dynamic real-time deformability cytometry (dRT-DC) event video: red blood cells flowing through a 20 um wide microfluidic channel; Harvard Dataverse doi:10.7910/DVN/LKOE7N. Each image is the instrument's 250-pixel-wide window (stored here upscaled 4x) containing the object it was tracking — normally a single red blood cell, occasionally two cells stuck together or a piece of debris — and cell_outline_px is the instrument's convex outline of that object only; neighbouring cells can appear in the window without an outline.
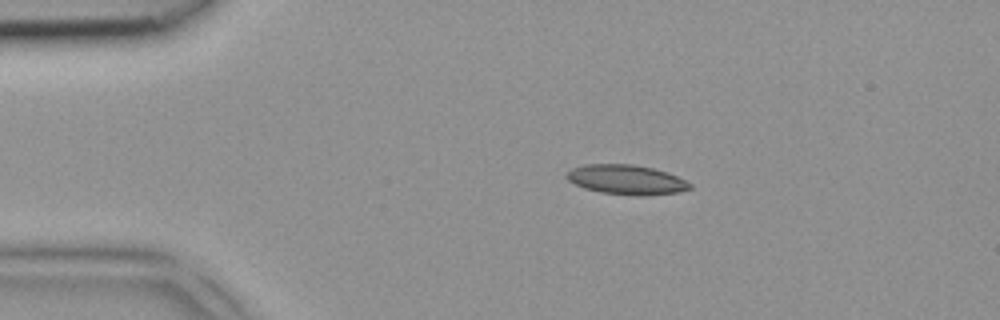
{"species": "common noctule bat (a hibernating species)", "species_latin": "Nyctalus noctula", "temperature_condition": "room temperature", "stored_images_in_passage": 2, "camera_frame_rate_fps": 3000, "um_per_image_px": 0.085, "animal": {"sex": "female", "body_mass_g": 18.4}, "frame": {"image": 1, "passage_image": 1, "time_ms": 0.0, "image_size_px": [1000, 320], "cell_outline_px": [[692, 188], [680, 192], [644, 196], [636, 196], [600, 192], [584, 188], [568, 180], [564, 176], [572, 168], [584, 164], [632, 164], [652, 168], [668, 172], [692, 184]], "centroid_in_image_um": [53.25, 15.28], "position_along_channel_um": 31.8, "area_um2": 21.39}}